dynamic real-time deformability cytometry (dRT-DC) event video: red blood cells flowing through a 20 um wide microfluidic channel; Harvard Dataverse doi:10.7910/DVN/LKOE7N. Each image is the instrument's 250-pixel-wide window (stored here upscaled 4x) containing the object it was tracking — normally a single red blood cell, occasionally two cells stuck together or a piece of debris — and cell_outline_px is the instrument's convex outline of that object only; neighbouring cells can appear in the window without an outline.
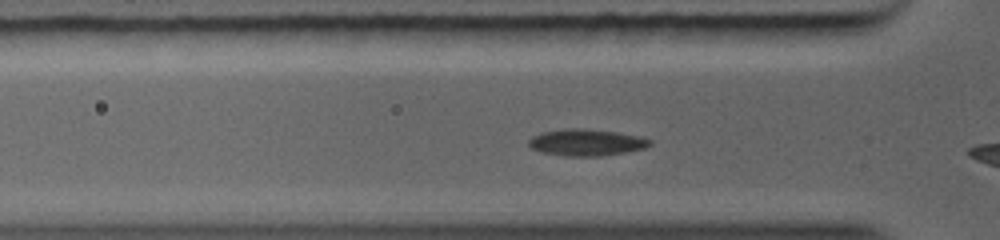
{"species": "common noctule bat (a hibernating species)", "species_latin": "Nyctalus noctula", "temperature_condition": "warm", "stored_images_in_passage": 7, "camera_frame_rate_fps": 5000, "um_per_image_px": 0.085, "animal": {"sex": "female", "body_mass_g": 19.0, "forearm_length_mm": 56.7}, "frame": {"image": 1, "passage_image": 5, "time_ms": 1.2, "image_size_px": [1000, 240], "cell_outline_px": [[652, 144], [644, 148], [624, 152], [600, 156], [564, 156], [540, 152], [532, 148], [528, 144], [528, 140], [532, 136], [540, 132], [564, 128], [584, 128], [616, 132], [640, 136], [652, 140]], "centroid_in_image_um": [49.8, 12.1], "position_along_channel_um": 76.0, "area_um2": 18.96}}